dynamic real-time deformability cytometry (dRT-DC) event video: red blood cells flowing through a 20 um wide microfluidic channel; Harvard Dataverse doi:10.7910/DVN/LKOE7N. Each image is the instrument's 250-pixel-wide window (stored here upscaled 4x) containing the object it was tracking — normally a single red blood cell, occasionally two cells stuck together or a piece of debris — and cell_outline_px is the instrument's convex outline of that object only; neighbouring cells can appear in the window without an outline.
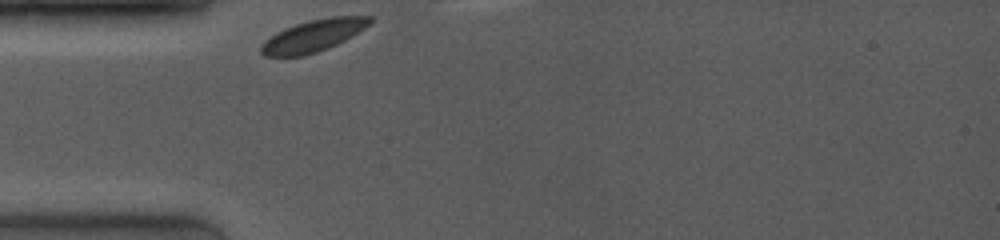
{"species": "common noctule bat (a hibernating species)", "species_latin": "Nyctalus noctula", "temperature_condition": "room temperature", "stored_images_in_passage": 29, "camera_frame_rate_fps": 4000, "um_per_image_px": 0.085, "animal": {"sex": "female", "body_mass_g": 19.0, "forearm_length_mm": 53.3}, "frame": {"image": 1, "passage_image": 1, "time_ms": 0.0, "image_size_px": [1000, 240], "cell_outline_px": [[372, 20], [364, 28], [344, 40], [328, 48], [304, 56], [264, 56], [260, 52], [260, 44], [264, 40], [276, 32], [284, 28], [308, 20], [332, 16], [372, 16]], "centroid_in_image_um": [26.57, 3.03], "position_along_channel_um": 58.4, "area_um2": 20.17}}